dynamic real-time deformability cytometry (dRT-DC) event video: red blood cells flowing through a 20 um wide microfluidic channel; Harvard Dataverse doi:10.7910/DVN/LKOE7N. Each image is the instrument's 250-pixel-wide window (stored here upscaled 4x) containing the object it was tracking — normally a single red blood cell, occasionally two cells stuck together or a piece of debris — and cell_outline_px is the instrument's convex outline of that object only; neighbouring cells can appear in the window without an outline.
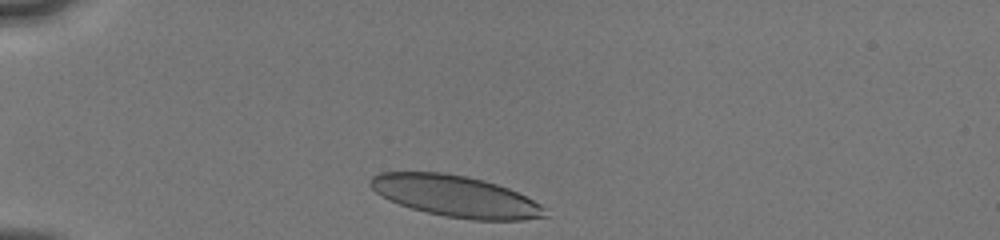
{"species": "human", "species_latin": "Homo sapiens", "temperature_condition": "cold", "stored_images_in_passage": 50, "camera_frame_rate_fps": 3000, "um_per_image_px": 0.085, "donor": {"sex": "male"}, "frame": {"image": 1, "passage_image": 1, "time_ms": 0.0, "image_size_px": [1000, 240], "cell_outline_px": [[548, 216], [524, 220], [472, 220], [444, 216], [412, 208], [388, 200], [376, 192], [368, 184], [368, 180], [372, 176], [380, 172], [440, 172], [464, 176], [484, 180], [508, 188], [548, 208]], "centroid_in_image_um": [38.73, 16.68], "position_along_channel_um": 46.3, "area_um2": 42.02}}
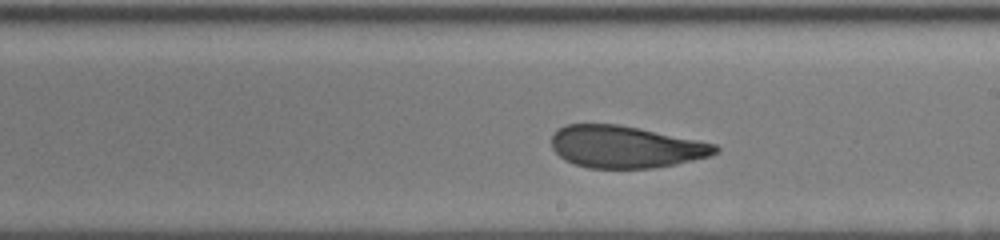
{"frame": {"image": 2, "passage_image": 30, "time_ms": 5.667, "image_size_px": [1000, 240], "cell_outline_px": [[720, 148], [712, 156], [676, 164], [652, 168], [588, 168], [572, 164], [564, 160], [552, 148], [552, 136], [560, 128], [568, 124], [616, 124], [640, 128], [716, 144]], "centroid_in_image_um": [53.18, 12.49], "position_along_channel_um": 235.8, "area_um2": 40.11}}
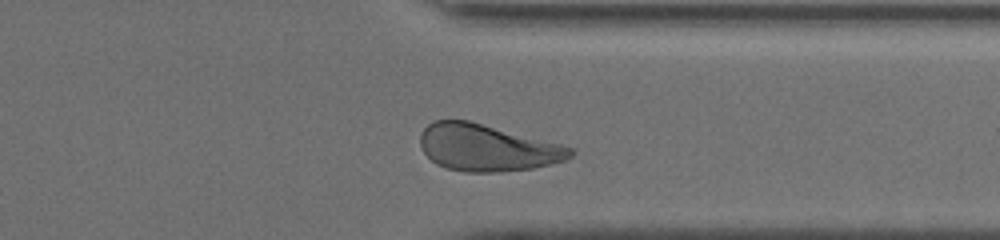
{"frame": {"image": 3, "passage_image": 45, "time_ms": 9.0, "image_size_px": [1000, 240], "cell_outline_px": [[576, 152], [572, 156], [564, 160], [532, 168], [496, 172], [464, 172], [448, 168], [436, 164], [424, 152], [420, 144], [420, 136], [424, 128], [432, 120], [468, 120], [560, 144], [572, 148]], "centroid_in_image_um": [41.38, 12.55], "position_along_channel_um": 370.0, "area_um2": 40.58}, "authors_computed_cell_mechanics": {"area_um2": 41.7316, "velocity_mm_per_s": 4.0114, "shape_relaxation_time_tau1_ms": 5.6558, "shape_relaxation_time_tau2_ms": 1.1232, "deformation_change_tau1": 0.1556, "deformation_change_tau2": 0.0757}}